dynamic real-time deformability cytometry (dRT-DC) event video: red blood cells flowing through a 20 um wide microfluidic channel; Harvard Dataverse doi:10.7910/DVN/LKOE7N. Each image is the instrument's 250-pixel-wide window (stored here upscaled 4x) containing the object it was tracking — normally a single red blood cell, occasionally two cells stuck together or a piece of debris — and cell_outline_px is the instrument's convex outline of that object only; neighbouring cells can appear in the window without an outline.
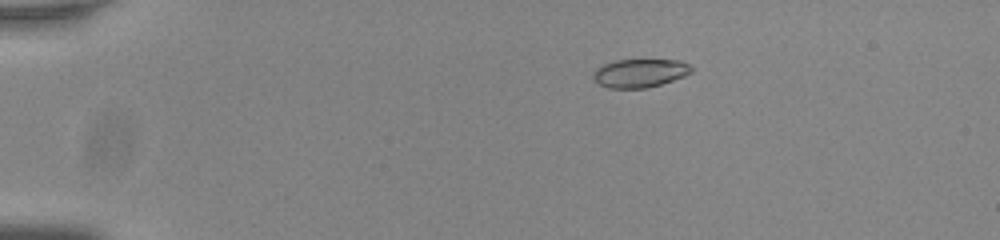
{"species": "common noctule bat (a hibernating species)", "species_latin": "Nyctalus noctula", "temperature_condition": "room temperature", "stored_images_in_passage": 56, "camera_frame_rate_fps": 3000, "um_per_image_px": 0.085, "animal": {"sex": "male", "body_mass_g": 20.0, "forearm_length_mm": 53.3}, "frame": {"image": 1, "passage_image": 12, "time_ms": 3.667, "image_size_px": [1000, 240], "cell_outline_px": [[692, 72], [684, 76], [660, 84], [644, 88], [608, 88], [600, 84], [592, 76], [592, 72], [596, 68], [604, 64], [616, 60], [680, 60], [688, 64], [692, 68]], "centroid_in_image_um": [54.37, 6.21], "position_along_channel_um": 30.6, "area_um2": 16.13}}
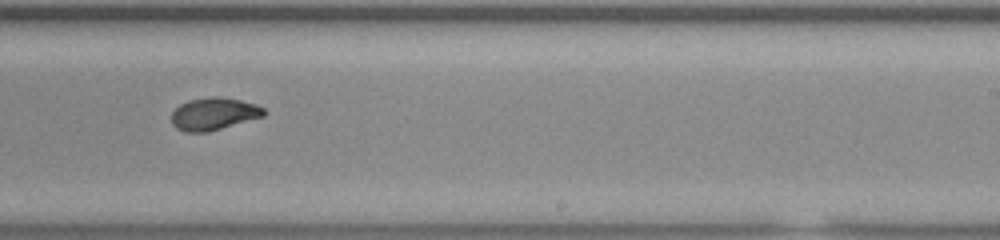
{"frame": {"image": 2, "passage_image": 37, "time_ms": 12.0, "image_size_px": [1000, 240], "cell_outline_px": [[268, 112], [264, 116], [208, 132], [184, 132], [176, 128], [172, 124], [172, 112], [180, 104], [188, 100], [212, 96], [220, 96], [240, 100], [256, 104], [264, 108]], "centroid_in_image_um": [18.18, 9.67], "position_along_channel_um": 270.8, "area_um2": 17.57}}
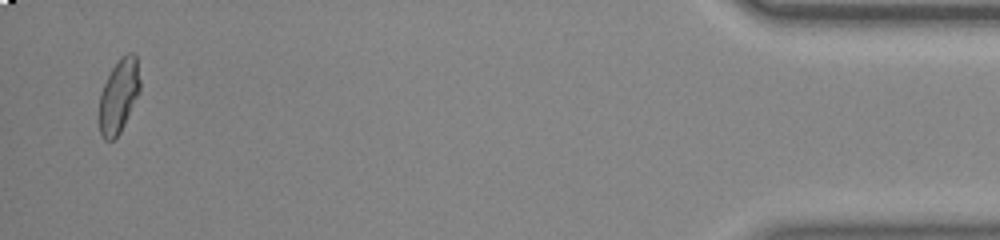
{"frame": {"image": 3, "passage_image": 55, "time_ms": 18.0, "image_size_px": [1000, 240], "cell_outline_px": [[140, 92], [120, 132], [112, 140], [104, 140], [100, 132], [100, 92], [116, 60], [120, 56], [128, 52], [132, 52], [136, 56], [140, 80]], "centroid_in_image_um": [10.11, 8.1], "position_along_channel_um": 425.1, "area_um2": 17.46}, "authors_computed_cell_mechanics": {"area_um2": 17.34, "velocity_mm_per_s": 3.8099, "shape_relaxation_time_tau1_ms": 6.1619, "shape_relaxation_time_tau2_ms": 1.2887, "deformation_change_tau1": 0.2136, "deformation_change_tau2": 0.0566}}